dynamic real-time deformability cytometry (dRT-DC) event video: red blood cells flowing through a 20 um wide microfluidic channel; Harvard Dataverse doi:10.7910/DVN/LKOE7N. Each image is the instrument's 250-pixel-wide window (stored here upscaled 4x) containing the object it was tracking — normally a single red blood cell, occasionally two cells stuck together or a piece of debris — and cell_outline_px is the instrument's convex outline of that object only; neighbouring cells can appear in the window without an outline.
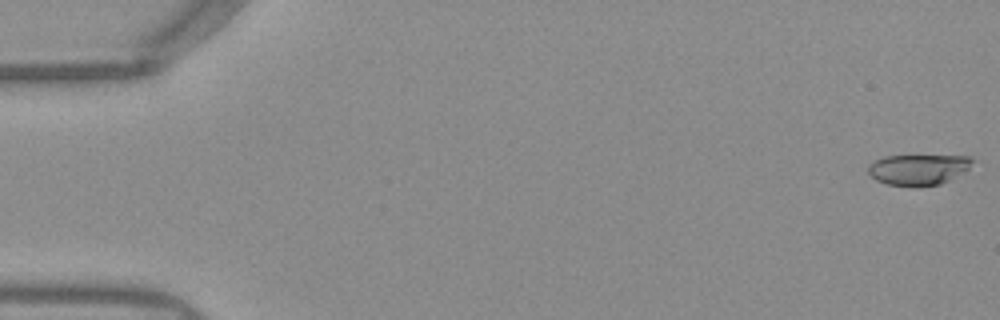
{"species": "Egyptian fruit bat (a non-hibernating species)", "species_latin": "Rousettus aegyptiacus", "temperature_condition": "warm", "stored_images_in_passage": 52, "camera_frame_rate_fps": 3000, "um_per_image_px": 0.085, "frame": {"image": 1, "passage_image": 1, "time_ms": 0.0, "image_size_px": [1000, 320], "cell_outline_px": [[976, 160], [968, 168], [948, 180], [940, 184], [916, 188], [912, 188], [888, 184], [876, 180], [868, 172], [868, 164], [884, 156], [968, 156]], "centroid_in_image_um": [78.03, 14.42], "position_along_channel_um": 7.0, "area_um2": 18.73}}
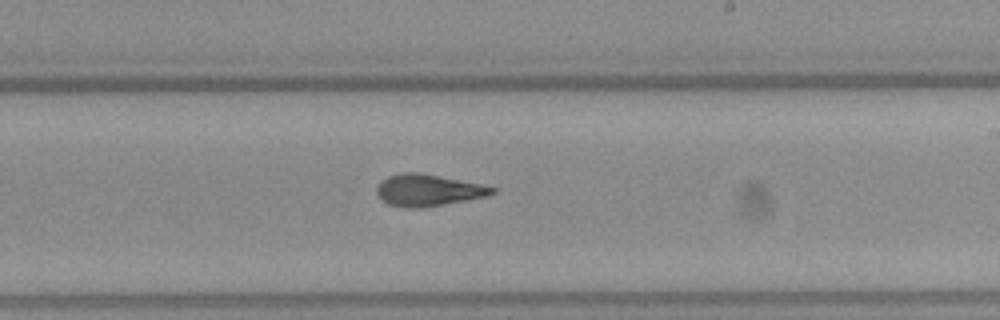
{"frame": {"image": 2, "passage_image": 31, "time_ms": 10.0, "image_size_px": [1000, 320], "cell_outline_px": [[496, 192], [488, 196], [444, 204], [420, 208], [404, 208], [388, 204], [380, 200], [376, 192], [376, 188], [380, 180], [388, 176], [400, 172], [420, 172], [480, 184], [496, 188]], "centroid_in_image_um": [36.33, 16.16], "position_along_channel_um": 252.7, "area_um2": 21.5}}
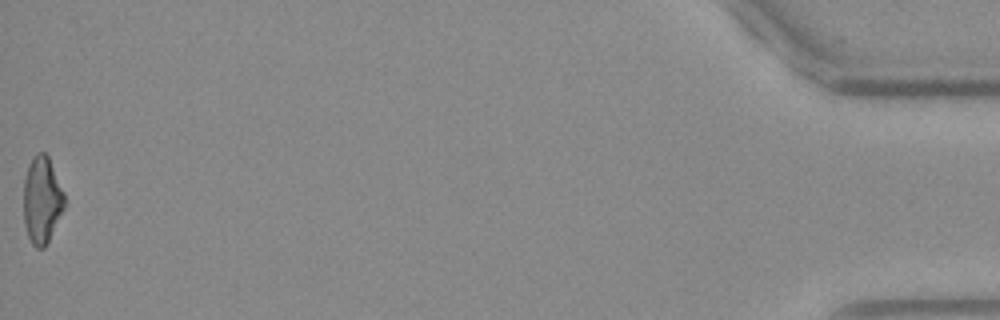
{"frame": {"image": 3, "passage_image": 52, "time_ms": 17.0, "image_size_px": [1000, 320], "cell_outline_px": [[68, 204], [44, 248], [36, 248], [32, 244], [28, 236], [24, 224], [24, 176], [28, 164], [32, 156], [36, 152], [44, 152], [48, 156], [64, 192]], "centroid_in_image_um": [3.58, 16.99], "position_along_channel_um": 431.6, "area_um2": 21.15}, "authors_computed_cell_mechanics": {"area_um2": 20.9525, "velocity_mm_per_s": 3.9721, "shape_relaxation_time_tau1_ms": 7.6613, "shape_relaxation_time_tau2_ms": 1.8088, "deformation_change_tau1": 0.2238, "deformation_change_tau2": 0.1018}}